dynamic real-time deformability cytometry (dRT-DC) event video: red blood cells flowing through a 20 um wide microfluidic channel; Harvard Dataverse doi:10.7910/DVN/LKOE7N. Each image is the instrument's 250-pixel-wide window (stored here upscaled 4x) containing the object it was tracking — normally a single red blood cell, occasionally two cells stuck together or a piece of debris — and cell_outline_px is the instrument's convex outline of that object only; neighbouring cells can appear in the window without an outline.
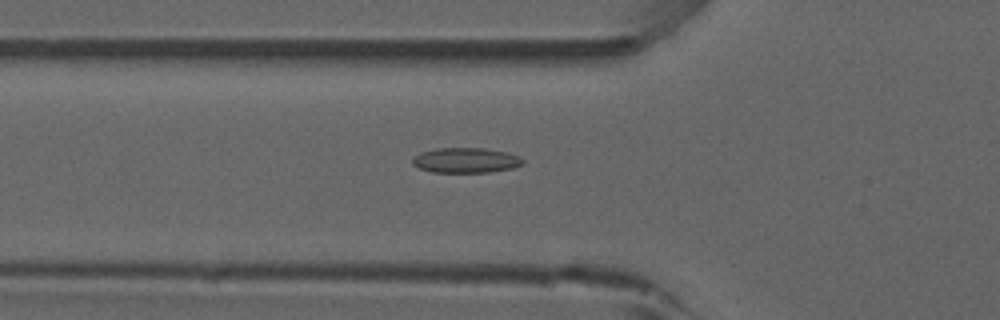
{"species": "common noctule bat (a hibernating species)", "species_latin": "Nyctalus noctula", "temperature_condition": "room temperature", "stored_images_in_passage": 39, "camera_frame_rate_fps": 3000, "um_per_image_px": 0.085, "animal": {"sex": "male", "forearm_length_mm": 52.5}, "frame": {"image": 1, "passage_image": 4, "time_ms": 1.0, "image_size_px": [1000, 320], "cell_outline_px": [[524, 164], [512, 168], [488, 172], [432, 172], [420, 168], [412, 164], [412, 160], [420, 152], [436, 148], [484, 148], [508, 152], [520, 156], [524, 160]], "centroid_in_image_um": [39.62, 13.62], "position_along_channel_um": 86.2, "area_um2": 16.18}}
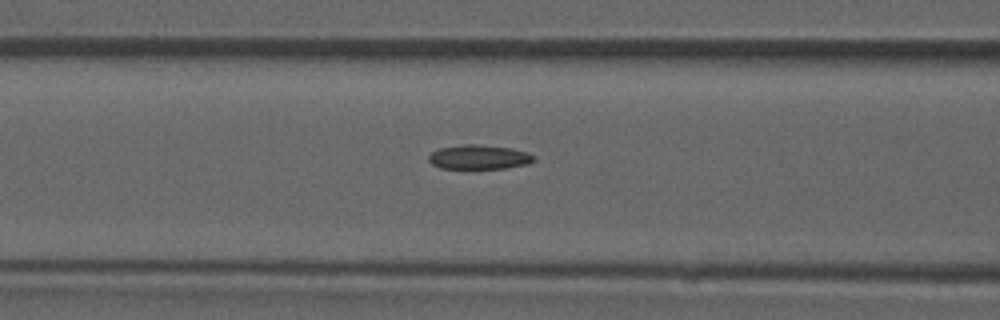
{"frame": {"image": 2, "passage_image": 7, "time_ms": 2.0, "image_size_px": [1000, 320], "cell_outline_px": [[536, 160], [528, 164], [504, 168], [440, 168], [432, 164], [428, 160], [428, 156], [432, 152], [440, 148], [468, 144], [476, 144], [512, 148], [528, 152], [536, 156]], "centroid_in_image_um": [40.76, 13.35], "position_along_channel_um": 125.8, "area_um2": 14.91}}
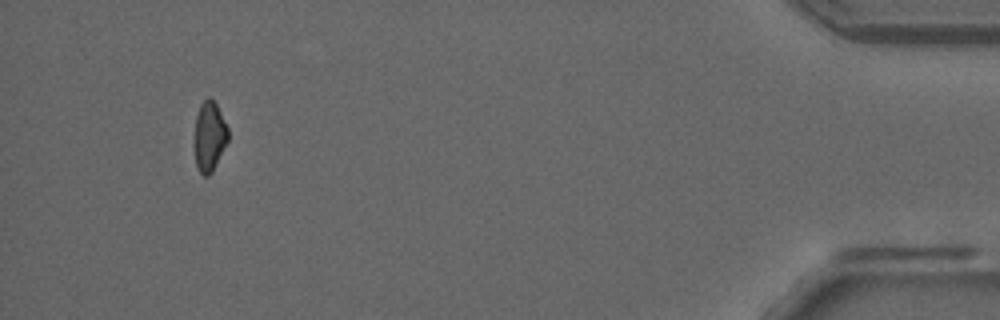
{"frame": {"image": 3, "passage_image": 35, "time_ms": 11.333, "image_size_px": [1000, 320], "cell_outline_px": [[228, 140], [212, 172], [208, 176], [204, 176], [200, 172], [196, 164], [192, 144], [196, 116], [200, 104], [208, 96], [212, 96], [228, 128]], "centroid_in_image_um": [17.76, 11.58], "position_along_channel_um": 417.4, "area_um2": 14.05}, "authors_computed_cell_mechanics": {"area_um2": 14.7968, "velocity_mm_per_s": 3.919, "shape_relaxation_time_tau1_ms": null, "shape_relaxation_time_tau2_ms": 9.3808, "deformation_change_tau1": null, "deformation_change_tau2": 0.1692}}